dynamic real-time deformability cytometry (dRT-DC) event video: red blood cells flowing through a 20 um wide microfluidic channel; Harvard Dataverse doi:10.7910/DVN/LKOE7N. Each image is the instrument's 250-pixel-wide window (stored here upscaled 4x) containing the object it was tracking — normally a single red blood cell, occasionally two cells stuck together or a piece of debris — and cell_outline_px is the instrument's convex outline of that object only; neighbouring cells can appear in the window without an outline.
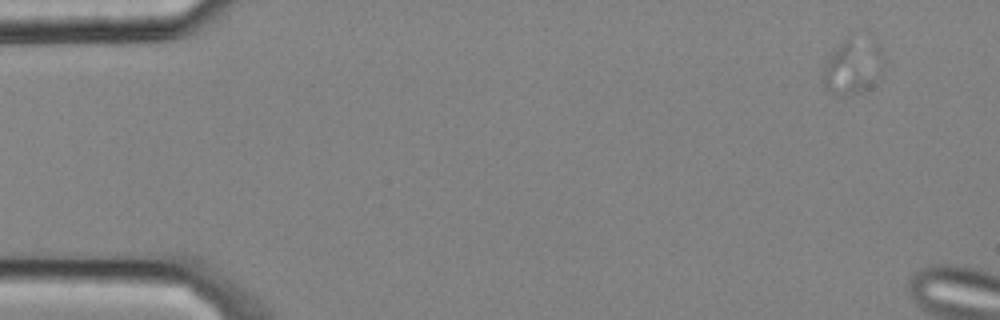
{"species": "common noctule bat (a hibernating species)", "species_latin": "Nyctalus noctula", "temperature_condition": "cold", "stored_images_in_passage": 3, "camera_frame_rate_fps": 3000, "um_per_image_px": 0.085, "animal": {"sex": "male", "body_mass_g": 20.4}, "frame": {"image": 1, "passage_image": 2, "time_ms": 0.333, "image_size_px": [1000, 320], "cell_outline_px": [[864, 88], [856, 92], [844, 96], [840, 96], [828, 92], [824, 88], [824, 76], [828, 60], [832, 52], [844, 40], [848, 40], [864, 84]], "centroid_in_image_um": [71.63, 6.12], "position_along_channel_um": 13.4, "area_um2": 10.98}}